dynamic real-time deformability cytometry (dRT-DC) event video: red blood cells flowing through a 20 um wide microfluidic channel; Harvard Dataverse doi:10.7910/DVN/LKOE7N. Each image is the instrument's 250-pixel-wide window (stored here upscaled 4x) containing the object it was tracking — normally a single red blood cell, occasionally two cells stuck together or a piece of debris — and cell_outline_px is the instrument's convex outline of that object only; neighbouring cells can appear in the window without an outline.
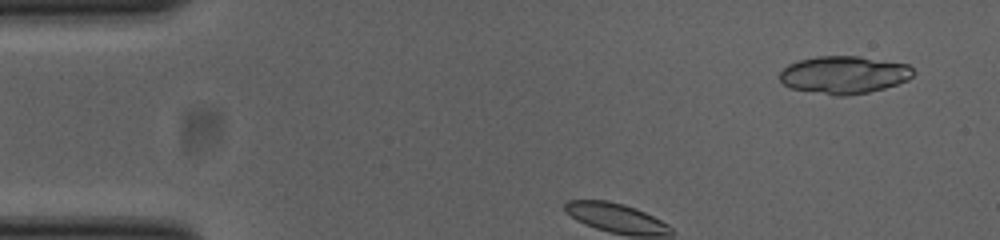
{"species": "common noctule bat (a hibernating species)", "species_latin": "Nyctalus noctula", "temperature_condition": "cold", "stored_images_in_passage": 38, "camera_frame_rate_fps": 3000, "um_per_image_px": 0.085, "animal": {"sex": "female", "body_mass_g": 23.0, "forearm_length_mm": 53.4}, "frame": {"image": 1, "passage_image": 3, "time_ms": 0.667, "image_size_px": [1000, 240], "cell_outline_px": [[916, 72], [908, 80], [884, 88], [868, 92], [844, 96], [836, 96], [792, 88], [784, 84], [780, 80], [780, 72], [788, 64], [796, 60], [816, 56], [860, 56], [908, 64]], "centroid_in_image_um": [71.75, 6.34], "position_along_channel_um": 13.3, "area_um2": 29.36}}
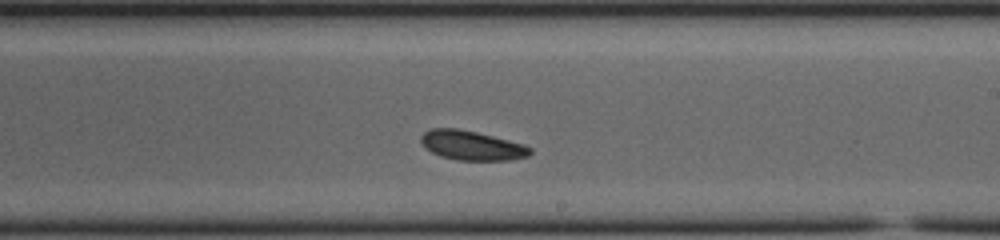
{"frame": {"image": 2, "passage_image": 24, "time_ms": 7.667, "image_size_px": [1000, 240], "cell_outline_px": [[532, 152], [528, 156], [508, 160], [456, 160], [440, 156], [432, 152], [420, 140], [420, 136], [424, 132], [432, 128], [456, 128], [476, 132], [524, 144], [532, 148]], "centroid_in_image_um": [40.11, 12.36], "position_along_channel_um": 248.9, "area_um2": 18.55}}
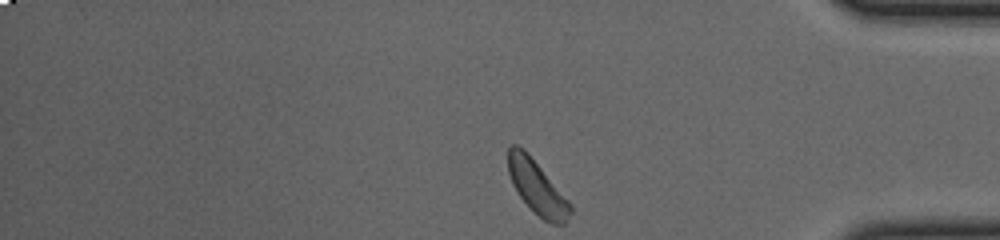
{"frame": {"image": 3, "passage_image": 37, "time_ms": 12.0, "image_size_px": [1000, 240], "cell_outline_px": [[572, 212], [564, 224], [552, 224], [544, 220], [520, 196], [512, 184], [508, 172], [508, 148], [512, 144], [516, 144], [524, 148], [528, 152], [572, 204]], "centroid_in_image_um": [45.66, 15.89], "position_along_channel_um": 389.5, "area_um2": 19.31}}